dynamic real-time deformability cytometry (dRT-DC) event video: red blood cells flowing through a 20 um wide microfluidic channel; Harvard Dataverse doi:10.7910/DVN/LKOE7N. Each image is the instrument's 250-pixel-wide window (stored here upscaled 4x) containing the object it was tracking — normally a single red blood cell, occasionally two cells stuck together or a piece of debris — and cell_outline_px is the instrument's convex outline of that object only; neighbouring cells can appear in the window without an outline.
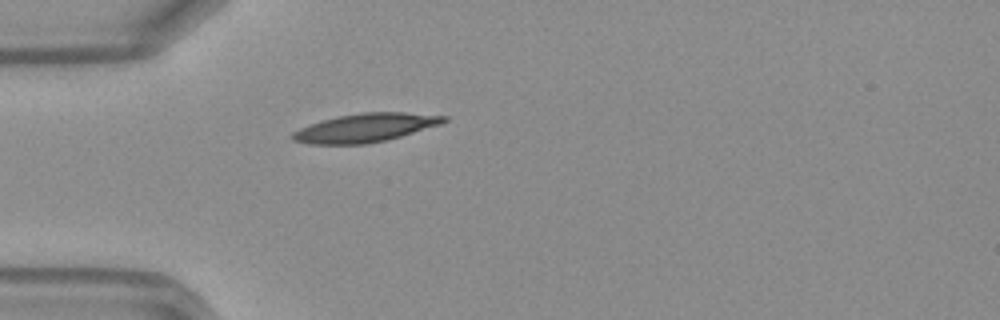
{"species": "Egyptian fruit bat (a non-hibernating species)", "species_latin": "Rousettus aegyptiacus", "temperature_condition": "warm", "stored_images_in_passage": 11, "camera_frame_rate_fps": 3000, "um_per_image_px": 0.085, "frame": {"image": 1, "passage_image": 1, "time_ms": 0.0, "image_size_px": [1000, 320], "cell_outline_px": [[448, 120], [440, 124], [400, 136], [384, 140], [364, 144], [312, 144], [292, 140], [288, 136], [292, 132], [300, 128], [336, 116], [360, 112], [404, 112], [448, 116]], "centroid_in_image_um": [31.03, 10.85], "position_along_channel_um": 54.0, "area_um2": 24.97}}
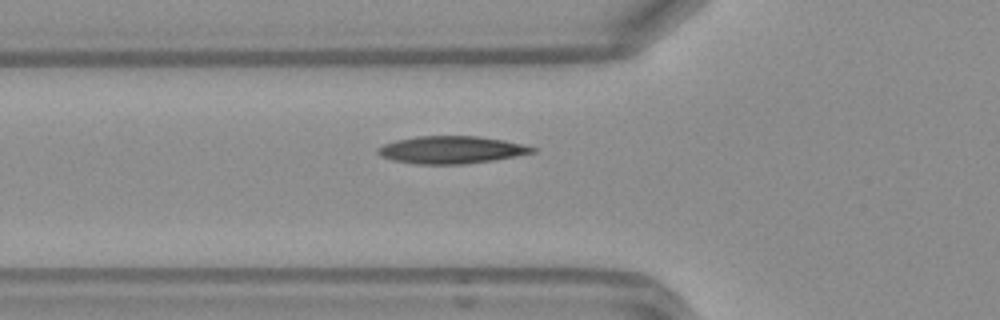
{"frame": {"image": 2, "passage_image": 4, "time_ms": 1.0, "image_size_px": [1000, 320], "cell_outline_px": [[536, 152], [492, 160], [464, 164], [412, 164], [392, 160], [380, 156], [376, 152], [376, 148], [384, 144], [396, 140], [416, 136], [476, 136], [504, 140], [536, 148]], "centroid_in_image_um": [38.29, 12.74], "position_along_channel_um": 87.5, "area_um2": 24.68}}
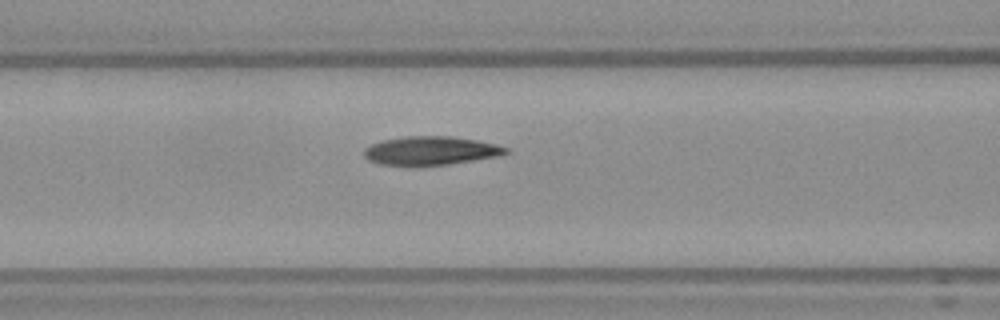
{"frame": {"image": 3, "passage_image": 7, "time_ms": 2.0, "image_size_px": [1000, 320], "cell_outline_px": [[512, 152], [500, 156], [448, 164], [416, 168], [380, 164], [368, 160], [364, 156], [364, 148], [380, 140], [404, 136], [452, 136], [476, 140], [496, 144], [508, 148]], "centroid_in_image_um": [36.59, 12.83], "position_along_channel_um": 130.0, "area_um2": 24.45}}